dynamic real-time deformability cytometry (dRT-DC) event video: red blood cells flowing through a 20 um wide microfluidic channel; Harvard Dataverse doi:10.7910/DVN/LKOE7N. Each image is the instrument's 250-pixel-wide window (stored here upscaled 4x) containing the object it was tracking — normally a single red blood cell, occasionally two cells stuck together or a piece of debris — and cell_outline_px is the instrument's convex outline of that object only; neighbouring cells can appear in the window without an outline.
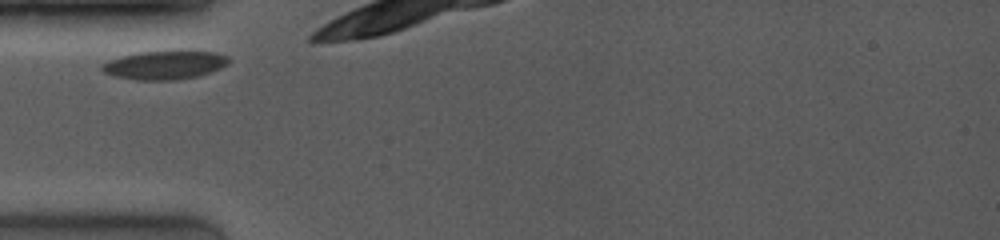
{"species": "common noctule bat (a hibernating species)", "species_latin": "Nyctalus noctula", "temperature_condition": "room temperature", "stored_images_in_passage": 3, "camera_frame_rate_fps": 4000, "um_per_image_px": 0.085, "animal": {"sex": "female", "body_mass_g": 19.0, "forearm_length_mm": 53.3}, "frame": {"image": 1, "passage_image": 1, "time_ms": 0.0, "image_size_px": [1000, 240], "cell_outline_px": [[232, 60], [228, 64], [220, 68], [200, 76], [176, 80], [136, 80], [116, 76], [104, 72], [100, 68], [100, 64], [108, 60], [120, 56], [140, 52], [216, 52], [228, 56]], "centroid_in_image_um": [14.0, 5.54], "position_along_channel_um": 71.0, "area_um2": 21.04}}